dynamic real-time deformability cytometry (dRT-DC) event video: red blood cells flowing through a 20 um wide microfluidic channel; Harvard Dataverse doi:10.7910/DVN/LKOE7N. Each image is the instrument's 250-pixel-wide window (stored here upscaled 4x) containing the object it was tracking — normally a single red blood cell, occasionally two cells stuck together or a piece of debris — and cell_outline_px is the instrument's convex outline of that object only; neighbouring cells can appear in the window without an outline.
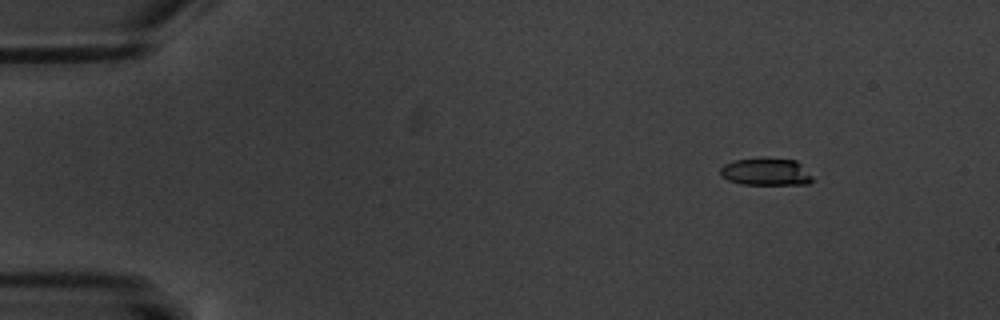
{"species": "common noctule bat (a hibernating species)", "species_latin": "Nyctalus noctula", "temperature_condition": "warm", "stored_images_in_passage": 15, "camera_frame_rate_fps": 3000, "um_per_image_px": 0.085, "animal": {"sex": "male", "body_mass_g": 20.1, "forearm_length_mm": 53.5}, "frame": {"image": 1, "passage_image": 1, "time_ms": 0.0, "image_size_px": [1000, 320], "cell_outline_px": [[812, 180], [808, 184], [740, 184], [728, 180], [720, 176], [720, 168], [724, 164], [736, 160], [764, 156], [796, 160], [812, 176]], "centroid_in_image_um": [65.08, 14.58], "position_along_channel_um": 19.9, "area_um2": 14.97}}
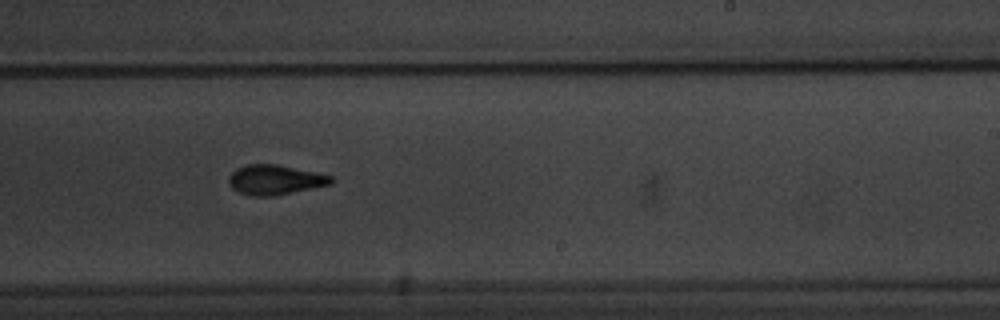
{"frame": {"image": 2, "passage_image": 9, "time_ms": 10.0, "image_size_px": [1000, 320], "cell_outline_px": [[332, 184], [272, 196], [252, 196], [240, 192], [232, 188], [228, 184], [228, 176], [236, 168], [248, 164], [276, 164], [316, 172], [332, 176]], "centroid_in_image_um": [23.34, 15.27], "position_along_channel_um": 265.7, "area_um2": 17.69}}
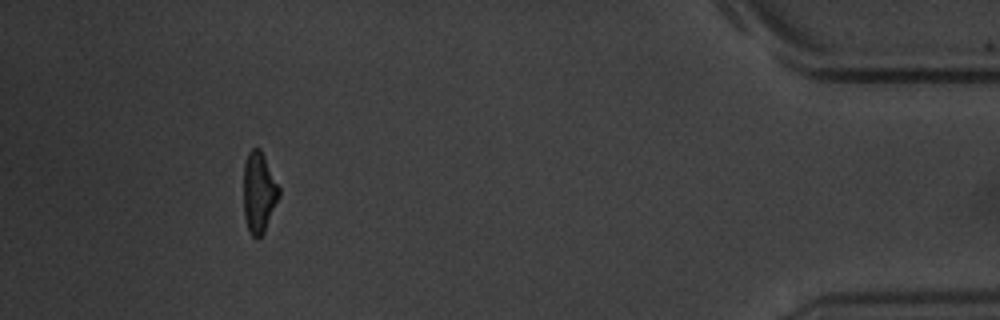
{"frame": {"image": 3, "passage_image": 14, "time_ms": 16.0, "image_size_px": [1000, 320], "cell_outline_px": [[280, 196], [264, 232], [256, 240], [252, 236], [248, 228], [244, 216], [244, 164], [248, 152], [252, 148], [260, 148], [280, 188]], "centroid_in_image_um": [22.01, 16.36], "position_along_channel_um": 413.2, "area_um2": 16.65}, "authors_computed_cell_mechanics": {"area_um2": 16.8198, "velocity_mm_per_s": 3.4165, "shape_relaxation_time_tau1_ms": 3.3929, "shape_relaxation_time_tau2_ms": 3.7753, "deformation_change_tau1": 0.1381, "deformation_change_tau2": 0.0888}}